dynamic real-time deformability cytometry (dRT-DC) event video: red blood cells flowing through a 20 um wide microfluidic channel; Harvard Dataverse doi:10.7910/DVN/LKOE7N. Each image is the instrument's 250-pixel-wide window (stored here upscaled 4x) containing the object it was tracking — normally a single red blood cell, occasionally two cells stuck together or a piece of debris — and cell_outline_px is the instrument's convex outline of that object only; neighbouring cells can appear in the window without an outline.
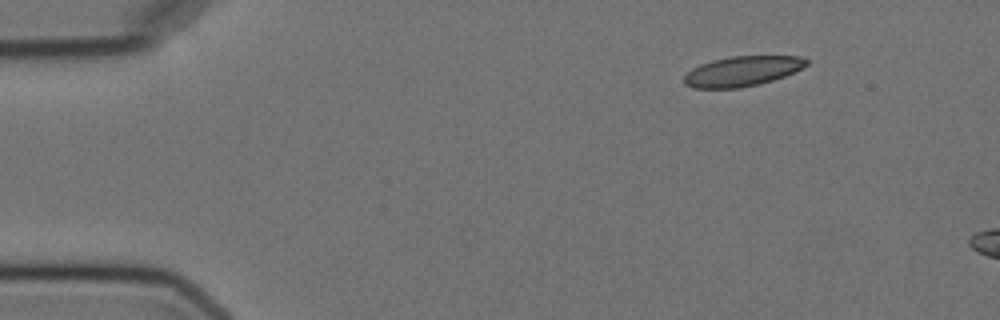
{"species": "Egyptian fruit bat (a non-hibernating species)", "species_latin": "Rousettus aegyptiacus", "temperature_condition": "cold", "stored_images_in_passage": 3, "camera_frame_rate_fps": 3000, "um_per_image_px": 0.085, "animal": {"sex": "female"}, "frame": {"image": 1, "passage_image": 1, "time_ms": 0.0, "image_size_px": [1000, 320], "cell_outline_px": [[808, 64], [784, 76], [760, 84], [740, 88], [692, 88], [684, 84], [684, 76], [692, 68], [700, 64], [712, 60], [732, 56], [800, 56], [808, 60]], "centroid_in_image_um": [63.05, 6.05], "position_along_channel_um": 21.9, "area_um2": 21.33}}